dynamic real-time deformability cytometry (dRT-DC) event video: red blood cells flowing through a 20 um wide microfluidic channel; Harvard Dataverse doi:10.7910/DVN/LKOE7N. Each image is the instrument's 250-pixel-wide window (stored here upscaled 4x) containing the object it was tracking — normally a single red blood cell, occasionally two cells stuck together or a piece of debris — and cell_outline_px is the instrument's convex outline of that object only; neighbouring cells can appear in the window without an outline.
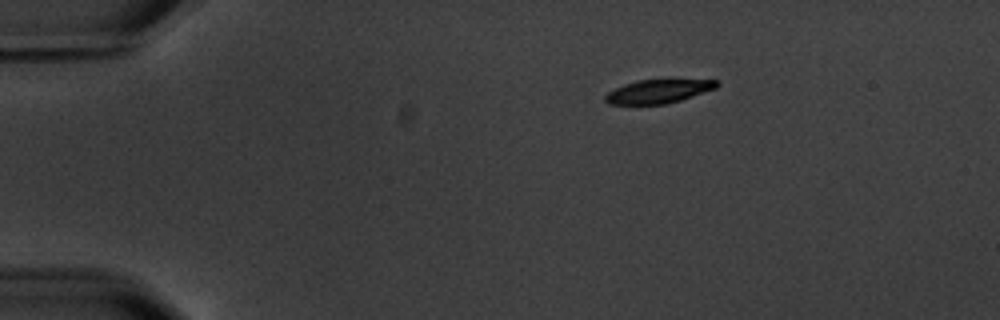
{"species": "common noctule bat (a hibernating species)", "species_latin": "Nyctalus noctula", "temperature_condition": "warm", "stored_images_in_passage": 3, "camera_frame_rate_fps": 3000, "um_per_image_px": 0.085, "animal": {"sex": "male", "body_mass_g": 20.1, "forearm_length_mm": 53.5}, "frame": {"image": 1, "passage_image": 1, "time_ms": 0.0, "image_size_px": [1000, 320], "cell_outline_px": [[720, 84], [716, 88], [668, 104], [608, 104], [604, 100], [604, 96], [608, 92], [624, 84], [636, 80], [668, 76], [720, 80]], "centroid_in_image_um": [56.05, 7.69], "position_along_channel_um": 29.0, "area_um2": 16.47}}